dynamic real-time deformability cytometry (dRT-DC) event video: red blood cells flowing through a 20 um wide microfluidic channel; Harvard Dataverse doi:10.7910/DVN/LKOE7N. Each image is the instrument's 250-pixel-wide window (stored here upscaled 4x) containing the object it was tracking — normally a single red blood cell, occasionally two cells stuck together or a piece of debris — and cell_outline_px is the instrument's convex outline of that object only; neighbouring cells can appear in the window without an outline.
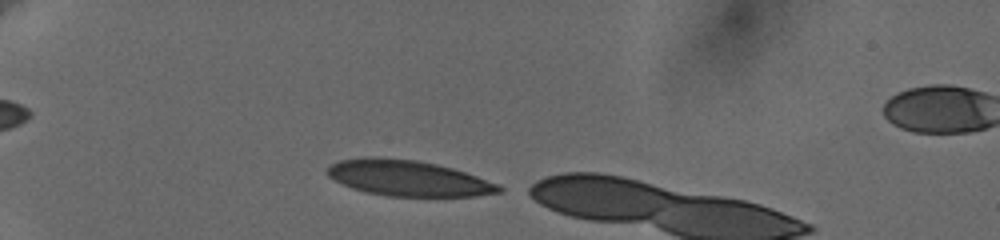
{"species": "human", "species_latin": "Homo sapiens", "temperature_condition": "cold", "stored_images_in_passage": 30, "camera_frame_rate_fps": 3000, "um_per_image_px": 0.085, "donor": {"sex": "female"}, "frame": {"image": 1, "passage_image": 1, "time_ms": 0.0, "image_size_px": [1000, 240], "cell_outline_px": [[504, 188], [500, 192], [476, 196], [388, 196], [368, 192], [352, 188], [328, 176], [328, 168], [332, 164], [340, 160], [368, 156], [376, 156], [416, 160], [436, 164], [452, 168], [500, 184]], "centroid_in_image_um": [34.71, 15.14], "position_along_channel_um": 50.3, "area_um2": 35.49}}
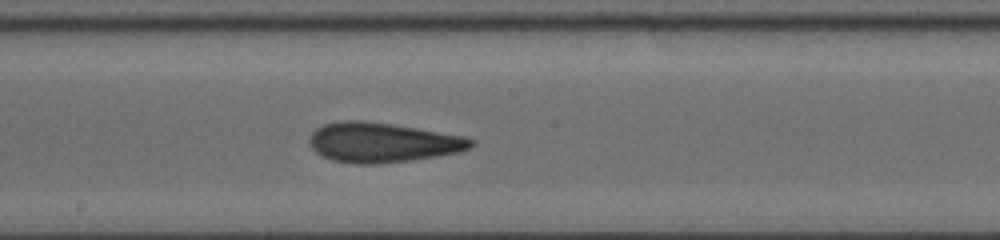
{"frame": {"image": 2, "passage_image": 19, "time_ms": 5.667, "image_size_px": [1000, 240], "cell_outline_px": [[476, 144], [472, 148], [460, 152], [436, 156], [380, 164], [356, 164], [332, 160], [316, 152], [308, 144], [308, 140], [312, 132], [316, 128], [324, 124], [344, 120], [360, 120], [392, 124], [416, 128], [460, 136], [476, 140]], "centroid_in_image_um": [32.49, 12.11], "position_along_channel_um": 215.7, "area_um2": 37.34}}
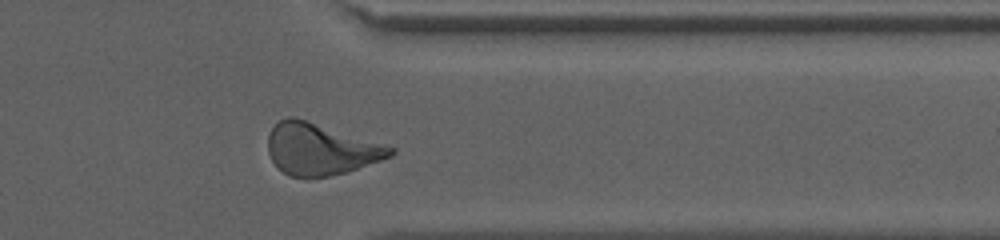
{"frame": {"image": 3, "passage_image": 29, "time_ms": 10.333, "image_size_px": [1000, 240], "cell_outline_px": [[396, 152], [392, 156], [348, 172], [328, 176], [288, 176], [272, 160], [268, 152], [268, 136], [272, 128], [280, 120], [288, 116], [292, 116], [396, 148]], "centroid_in_image_um": [27.25, 12.68], "position_along_channel_um": 384.1, "area_um2": 36.18}}